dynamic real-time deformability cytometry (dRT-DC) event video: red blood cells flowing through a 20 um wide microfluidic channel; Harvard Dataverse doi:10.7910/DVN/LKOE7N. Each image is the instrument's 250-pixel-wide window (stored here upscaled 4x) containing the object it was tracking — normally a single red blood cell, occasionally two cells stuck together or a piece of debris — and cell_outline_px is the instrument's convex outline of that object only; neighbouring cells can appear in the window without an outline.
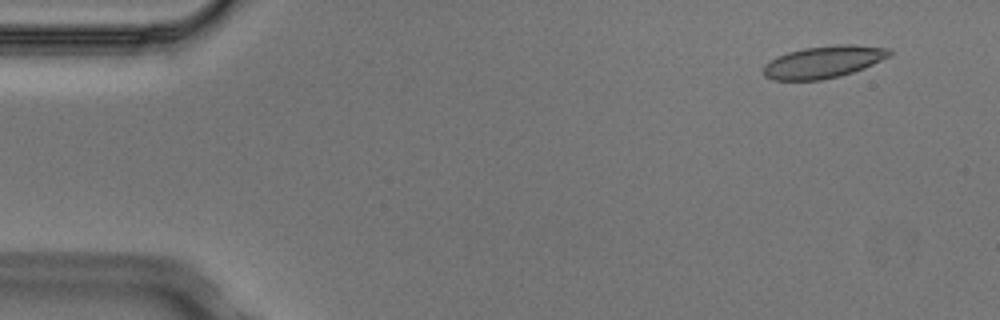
{"species": "Egyptian fruit bat (a non-hibernating species)", "species_latin": "Rousettus aegyptiacus", "temperature_condition": "cold", "stored_images_in_passage": 5, "camera_frame_rate_fps": 3000, "um_per_image_px": 0.085, "animal": {"sex": "male"}, "frame": {"image": 1, "passage_image": 1, "time_ms": 0.0, "image_size_px": [1000, 320], "cell_outline_px": [[892, 56], [864, 68], [840, 76], [820, 80], [772, 80], [764, 76], [764, 64], [776, 56], [788, 52], [804, 48], [836, 44], [856, 44], [892, 48]], "centroid_in_image_um": [70.04, 5.25], "position_along_channel_um": 15.0, "area_um2": 23.93}}
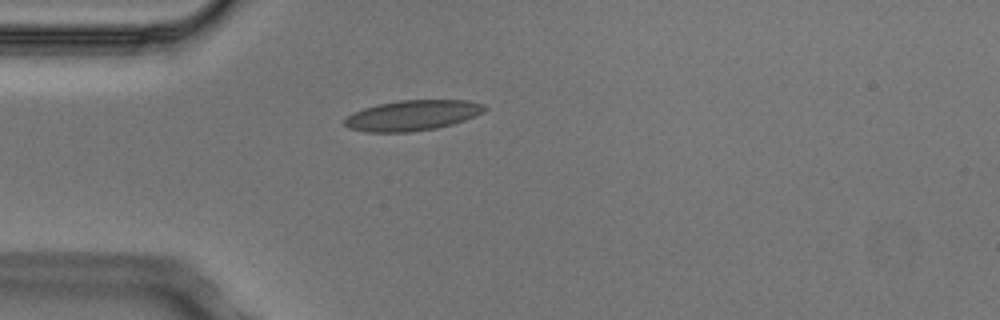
{"frame": {"image": 2, "passage_image": 4, "time_ms": 1.0, "image_size_px": [1000, 320], "cell_outline_px": [[488, 108], [484, 112], [476, 116], [452, 124], [436, 128], [408, 132], [364, 132], [348, 128], [344, 124], [344, 120], [352, 112], [376, 104], [400, 100], [468, 100], [484, 104]], "centroid_in_image_um": [35.06, 9.8], "position_along_channel_um": 49.9, "area_um2": 24.97}}